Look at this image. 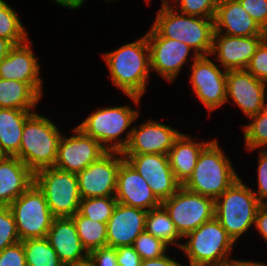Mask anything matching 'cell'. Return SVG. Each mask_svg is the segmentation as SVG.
I'll return each mask as SVG.
<instances>
[{
  "mask_svg": "<svg viewBox=\"0 0 267 266\" xmlns=\"http://www.w3.org/2000/svg\"><path fill=\"white\" fill-rule=\"evenodd\" d=\"M161 1L168 2V4L171 5V7H173L176 11L182 14L198 16L203 18H214L219 0H161Z\"/></svg>",
  "mask_w": 267,
  "mask_h": 266,
  "instance_id": "34",
  "label": "cell"
},
{
  "mask_svg": "<svg viewBox=\"0 0 267 266\" xmlns=\"http://www.w3.org/2000/svg\"><path fill=\"white\" fill-rule=\"evenodd\" d=\"M124 160L121 151H107L77 174L81 199L115 196L117 174Z\"/></svg>",
  "mask_w": 267,
  "mask_h": 266,
  "instance_id": "13",
  "label": "cell"
},
{
  "mask_svg": "<svg viewBox=\"0 0 267 266\" xmlns=\"http://www.w3.org/2000/svg\"><path fill=\"white\" fill-rule=\"evenodd\" d=\"M57 5L66 9H79L85 3L86 0H53Z\"/></svg>",
  "mask_w": 267,
  "mask_h": 266,
  "instance_id": "45",
  "label": "cell"
},
{
  "mask_svg": "<svg viewBox=\"0 0 267 266\" xmlns=\"http://www.w3.org/2000/svg\"><path fill=\"white\" fill-rule=\"evenodd\" d=\"M0 37L9 40L13 45L24 43L29 39L21 19L5 0H0Z\"/></svg>",
  "mask_w": 267,
  "mask_h": 266,
  "instance_id": "31",
  "label": "cell"
},
{
  "mask_svg": "<svg viewBox=\"0 0 267 266\" xmlns=\"http://www.w3.org/2000/svg\"><path fill=\"white\" fill-rule=\"evenodd\" d=\"M162 205L168 211L177 232L183 239L204 222L215 217V200L193 193L183 186L164 200Z\"/></svg>",
  "mask_w": 267,
  "mask_h": 266,
  "instance_id": "10",
  "label": "cell"
},
{
  "mask_svg": "<svg viewBox=\"0 0 267 266\" xmlns=\"http://www.w3.org/2000/svg\"><path fill=\"white\" fill-rule=\"evenodd\" d=\"M246 70L255 78L267 83V37L258 46Z\"/></svg>",
  "mask_w": 267,
  "mask_h": 266,
  "instance_id": "37",
  "label": "cell"
},
{
  "mask_svg": "<svg viewBox=\"0 0 267 266\" xmlns=\"http://www.w3.org/2000/svg\"><path fill=\"white\" fill-rule=\"evenodd\" d=\"M34 112L0 108V147L7 156L19 154L25 121Z\"/></svg>",
  "mask_w": 267,
  "mask_h": 266,
  "instance_id": "26",
  "label": "cell"
},
{
  "mask_svg": "<svg viewBox=\"0 0 267 266\" xmlns=\"http://www.w3.org/2000/svg\"><path fill=\"white\" fill-rule=\"evenodd\" d=\"M244 10L267 33V0H238Z\"/></svg>",
  "mask_w": 267,
  "mask_h": 266,
  "instance_id": "38",
  "label": "cell"
},
{
  "mask_svg": "<svg viewBox=\"0 0 267 266\" xmlns=\"http://www.w3.org/2000/svg\"><path fill=\"white\" fill-rule=\"evenodd\" d=\"M210 142L195 141L192 136L183 132L174 141L173 147L168 152V159L171 170L181 185L192 175L200 153Z\"/></svg>",
  "mask_w": 267,
  "mask_h": 266,
  "instance_id": "25",
  "label": "cell"
},
{
  "mask_svg": "<svg viewBox=\"0 0 267 266\" xmlns=\"http://www.w3.org/2000/svg\"><path fill=\"white\" fill-rule=\"evenodd\" d=\"M214 30V33L235 37L267 36L238 0L218 1Z\"/></svg>",
  "mask_w": 267,
  "mask_h": 266,
  "instance_id": "23",
  "label": "cell"
},
{
  "mask_svg": "<svg viewBox=\"0 0 267 266\" xmlns=\"http://www.w3.org/2000/svg\"><path fill=\"white\" fill-rule=\"evenodd\" d=\"M150 53L151 72L172 83L183 69L184 64L199 56L194 49L182 41L161 37L151 26L146 32ZM192 51V52H191Z\"/></svg>",
  "mask_w": 267,
  "mask_h": 266,
  "instance_id": "12",
  "label": "cell"
},
{
  "mask_svg": "<svg viewBox=\"0 0 267 266\" xmlns=\"http://www.w3.org/2000/svg\"><path fill=\"white\" fill-rule=\"evenodd\" d=\"M102 56L109 69L111 83L128 96L135 106H139L142 96L147 91L151 71L146 34L135 42L105 52Z\"/></svg>",
  "mask_w": 267,
  "mask_h": 266,
  "instance_id": "1",
  "label": "cell"
},
{
  "mask_svg": "<svg viewBox=\"0 0 267 266\" xmlns=\"http://www.w3.org/2000/svg\"><path fill=\"white\" fill-rule=\"evenodd\" d=\"M123 157L147 181L161 202L182 186L171 170L168 155L148 153Z\"/></svg>",
  "mask_w": 267,
  "mask_h": 266,
  "instance_id": "16",
  "label": "cell"
},
{
  "mask_svg": "<svg viewBox=\"0 0 267 266\" xmlns=\"http://www.w3.org/2000/svg\"><path fill=\"white\" fill-rule=\"evenodd\" d=\"M140 266H183V264L174 259V257L171 258L168 254H165L157 259L142 260Z\"/></svg>",
  "mask_w": 267,
  "mask_h": 266,
  "instance_id": "44",
  "label": "cell"
},
{
  "mask_svg": "<svg viewBox=\"0 0 267 266\" xmlns=\"http://www.w3.org/2000/svg\"><path fill=\"white\" fill-rule=\"evenodd\" d=\"M229 158L217 139H212L200 153L192 175L182 186L216 200L240 178Z\"/></svg>",
  "mask_w": 267,
  "mask_h": 266,
  "instance_id": "3",
  "label": "cell"
},
{
  "mask_svg": "<svg viewBox=\"0 0 267 266\" xmlns=\"http://www.w3.org/2000/svg\"><path fill=\"white\" fill-rule=\"evenodd\" d=\"M74 266H91V265L89 264V262H86V263L79 264V265H74Z\"/></svg>",
  "mask_w": 267,
  "mask_h": 266,
  "instance_id": "49",
  "label": "cell"
},
{
  "mask_svg": "<svg viewBox=\"0 0 267 266\" xmlns=\"http://www.w3.org/2000/svg\"><path fill=\"white\" fill-rule=\"evenodd\" d=\"M7 155L2 151L0 147V162L6 157Z\"/></svg>",
  "mask_w": 267,
  "mask_h": 266,
  "instance_id": "48",
  "label": "cell"
},
{
  "mask_svg": "<svg viewBox=\"0 0 267 266\" xmlns=\"http://www.w3.org/2000/svg\"><path fill=\"white\" fill-rule=\"evenodd\" d=\"M260 202L241 178L215 200V218L236 243L251 227Z\"/></svg>",
  "mask_w": 267,
  "mask_h": 266,
  "instance_id": "7",
  "label": "cell"
},
{
  "mask_svg": "<svg viewBox=\"0 0 267 266\" xmlns=\"http://www.w3.org/2000/svg\"><path fill=\"white\" fill-rule=\"evenodd\" d=\"M46 238L65 266L88 262L89 253L80 241L72 217H54Z\"/></svg>",
  "mask_w": 267,
  "mask_h": 266,
  "instance_id": "21",
  "label": "cell"
},
{
  "mask_svg": "<svg viewBox=\"0 0 267 266\" xmlns=\"http://www.w3.org/2000/svg\"><path fill=\"white\" fill-rule=\"evenodd\" d=\"M34 183V173L16 156L0 162V206H9Z\"/></svg>",
  "mask_w": 267,
  "mask_h": 266,
  "instance_id": "24",
  "label": "cell"
},
{
  "mask_svg": "<svg viewBox=\"0 0 267 266\" xmlns=\"http://www.w3.org/2000/svg\"><path fill=\"white\" fill-rule=\"evenodd\" d=\"M71 136L62 135L57 152L55 167L78 174L108 150L91 136L75 126ZM67 136V137H66Z\"/></svg>",
  "mask_w": 267,
  "mask_h": 266,
  "instance_id": "14",
  "label": "cell"
},
{
  "mask_svg": "<svg viewBox=\"0 0 267 266\" xmlns=\"http://www.w3.org/2000/svg\"><path fill=\"white\" fill-rule=\"evenodd\" d=\"M257 164V191L253 192L261 204L267 203V149H259Z\"/></svg>",
  "mask_w": 267,
  "mask_h": 266,
  "instance_id": "39",
  "label": "cell"
},
{
  "mask_svg": "<svg viewBox=\"0 0 267 266\" xmlns=\"http://www.w3.org/2000/svg\"><path fill=\"white\" fill-rule=\"evenodd\" d=\"M184 238L188 240L180 249L189 266H231L236 261L230 256L235 242L215 217Z\"/></svg>",
  "mask_w": 267,
  "mask_h": 266,
  "instance_id": "4",
  "label": "cell"
},
{
  "mask_svg": "<svg viewBox=\"0 0 267 266\" xmlns=\"http://www.w3.org/2000/svg\"><path fill=\"white\" fill-rule=\"evenodd\" d=\"M266 86L267 83L255 78L246 69L227 70L226 103L232 102L249 118L267 105Z\"/></svg>",
  "mask_w": 267,
  "mask_h": 266,
  "instance_id": "15",
  "label": "cell"
},
{
  "mask_svg": "<svg viewBox=\"0 0 267 266\" xmlns=\"http://www.w3.org/2000/svg\"><path fill=\"white\" fill-rule=\"evenodd\" d=\"M88 262L91 266H118L116 248L102 247L89 252Z\"/></svg>",
  "mask_w": 267,
  "mask_h": 266,
  "instance_id": "41",
  "label": "cell"
},
{
  "mask_svg": "<svg viewBox=\"0 0 267 266\" xmlns=\"http://www.w3.org/2000/svg\"><path fill=\"white\" fill-rule=\"evenodd\" d=\"M147 211L117 202L107 225V246L117 248L132 246L145 231Z\"/></svg>",
  "mask_w": 267,
  "mask_h": 266,
  "instance_id": "22",
  "label": "cell"
},
{
  "mask_svg": "<svg viewBox=\"0 0 267 266\" xmlns=\"http://www.w3.org/2000/svg\"><path fill=\"white\" fill-rule=\"evenodd\" d=\"M250 123L244 124L243 137L245 148L252 152L267 147V105L256 115L248 118Z\"/></svg>",
  "mask_w": 267,
  "mask_h": 266,
  "instance_id": "32",
  "label": "cell"
},
{
  "mask_svg": "<svg viewBox=\"0 0 267 266\" xmlns=\"http://www.w3.org/2000/svg\"><path fill=\"white\" fill-rule=\"evenodd\" d=\"M33 42L29 39L24 43L14 45L9 54L0 62V78L13 79L28 83L43 97V80L40 76V64L34 55Z\"/></svg>",
  "mask_w": 267,
  "mask_h": 266,
  "instance_id": "18",
  "label": "cell"
},
{
  "mask_svg": "<svg viewBox=\"0 0 267 266\" xmlns=\"http://www.w3.org/2000/svg\"><path fill=\"white\" fill-rule=\"evenodd\" d=\"M134 250L142 260L157 259L165 254L169 246L146 231L142 232L133 243Z\"/></svg>",
  "mask_w": 267,
  "mask_h": 266,
  "instance_id": "35",
  "label": "cell"
},
{
  "mask_svg": "<svg viewBox=\"0 0 267 266\" xmlns=\"http://www.w3.org/2000/svg\"><path fill=\"white\" fill-rule=\"evenodd\" d=\"M182 132L172 126L157 120L143 122L140 126H133L128 145L122 151L123 155L163 154L168 155L174 141Z\"/></svg>",
  "mask_w": 267,
  "mask_h": 266,
  "instance_id": "17",
  "label": "cell"
},
{
  "mask_svg": "<svg viewBox=\"0 0 267 266\" xmlns=\"http://www.w3.org/2000/svg\"><path fill=\"white\" fill-rule=\"evenodd\" d=\"M118 266H140L142 259L133 246H120L116 248Z\"/></svg>",
  "mask_w": 267,
  "mask_h": 266,
  "instance_id": "42",
  "label": "cell"
},
{
  "mask_svg": "<svg viewBox=\"0 0 267 266\" xmlns=\"http://www.w3.org/2000/svg\"><path fill=\"white\" fill-rule=\"evenodd\" d=\"M0 266H27L21 241L6 247L0 252Z\"/></svg>",
  "mask_w": 267,
  "mask_h": 266,
  "instance_id": "40",
  "label": "cell"
},
{
  "mask_svg": "<svg viewBox=\"0 0 267 266\" xmlns=\"http://www.w3.org/2000/svg\"><path fill=\"white\" fill-rule=\"evenodd\" d=\"M41 99L28 83L0 78V108L34 111Z\"/></svg>",
  "mask_w": 267,
  "mask_h": 266,
  "instance_id": "27",
  "label": "cell"
},
{
  "mask_svg": "<svg viewBox=\"0 0 267 266\" xmlns=\"http://www.w3.org/2000/svg\"><path fill=\"white\" fill-rule=\"evenodd\" d=\"M117 204L115 196L81 199L78 212L94 222L107 223Z\"/></svg>",
  "mask_w": 267,
  "mask_h": 266,
  "instance_id": "33",
  "label": "cell"
},
{
  "mask_svg": "<svg viewBox=\"0 0 267 266\" xmlns=\"http://www.w3.org/2000/svg\"><path fill=\"white\" fill-rule=\"evenodd\" d=\"M267 242V203L260 204L256 213L255 227Z\"/></svg>",
  "mask_w": 267,
  "mask_h": 266,
  "instance_id": "43",
  "label": "cell"
},
{
  "mask_svg": "<svg viewBox=\"0 0 267 266\" xmlns=\"http://www.w3.org/2000/svg\"><path fill=\"white\" fill-rule=\"evenodd\" d=\"M209 57L211 55H200L192 63L190 61L188 78L194 94L211 116V112L226 104L227 70L218 67Z\"/></svg>",
  "mask_w": 267,
  "mask_h": 266,
  "instance_id": "11",
  "label": "cell"
},
{
  "mask_svg": "<svg viewBox=\"0 0 267 266\" xmlns=\"http://www.w3.org/2000/svg\"><path fill=\"white\" fill-rule=\"evenodd\" d=\"M267 36L235 37L214 33L211 56L225 70L246 69L251 57Z\"/></svg>",
  "mask_w": 267,
  "mask_h": 266,
  "instance_id": "19",
  "label": "cell"
},
{
  "mask_svg": "<svg viewBox=\"0 0 267 266\" xmlns=\"http://www.w3.org/2000/svg\"><path fill=\"white\" fill-rule=\"evenodd\" d=\"M21 241L15 218L9 206H0V252L6 247Z\"/></svg>",
  "mask_w": 267,
  "mask_h": 266,
  "instance_id": "36",
  "label": "cell"
},
{
  "mask_svg": "<svg viewBox=\"0 0 267 266\" xmlns=\"http://www.w3.org/2000/svg\"><path fill=\"white\" fill-rule=\"evenodd\" d=\"M27 266H65L46 237L21 241Z\"/></svg>",
  "mask_w": 267,
  "mask_h": 266,
  "instance_id": "30",
  "label": "cell"
},
{
  "mask_svg": "<svg viewBox=\"0 0 267 266\" xmlns=\"http://www.w3.org/2000/svg\"><path fill=\"white\" fill-rule=\"evenodd\" d=\"M13 46L9 40L0 37V62L9 54Z\"/></svg>",
  "mask_w": 267,
  "mask_h": 266,
  "instance_id": "46",
  "label": "cell"
},
{
  "mask_svg": "<svg viewBox=\"0 0 267 266\" xmlns=\"http://www.w3.org/2000/svg\"><path fill=\"white\" fill-rule=\"evenodd\" d=\"M9 207L15 218L20 240L44 238L51 227L52 215L44 193L33 183Z\"/></svg>",
  "mask_w": 267,
  "mask_h": 266,
  "instance_id": "9",
  "label": "cell"
},
{
  "mask_svg": "<svg viewBox=\"0 0 267 266\" xmlns=\"http://www.w3.org/2000/svg\"><path fill=\"white\" fill-rule=\"evenodd\" d=\"M77 233L87 252L107 246L106 223L94 222L77 212L72 216Z\"/></svg>",
  "mask_w": 267,
  "mask_h": 266,
  "instance_id": "29",
  "label": "cell"
},
{
  "mask_svg": "<svg viewBox=\"0 0 267 266\" xmlns=\"http://www.w3.org/2000/svg\"><path fill=\"white\" fill-rule=\"evenodd\" d=\"M57 124L34 112L24 124L19 158L33 173L56 163L62 135Z\"/></svg>",
  "mask_w": 267,
  "mask_h": 266,
  "instance_id": "5",
  "label": "cell"
},
{
  "mask_svg": "<svg viewBox=\"0 0 267 266\" xmlns=\"http://www.w3.org/2000/svg\"><path fill=\"white\" fill-rule=\"evenodd\" d=\"M117 202L149 211L162 205L147 181L124 159L117 174Z\"/></svg>",
  "mask_w": 267,
  "mask_h": 266,
  "instance_id": "20",
  "label": "cell"
},
{
  "mask_svg": "<svg viewBox=\"0 0 267 266\" xmlns=\"http://www.w3.org/2000/svg\"><path fill=\"white\" fill-rule=\"evenodd\" d=\"M140 111L130 105L99 108L77 125L86 135L108 151H123L128 145L132 127ZM131 127V128H129ZM125 135V137L121 135Z\"/></svg>",
  "mask_w": 267,
  "mask_h": 266,
  "instance_id": "6",
  "label": "cell"
},
{
  "mask_svg": "<svg viewBox=\"0 0 267 266\" xmlns=\"http://www.w3.org/2000/svg\"><path fill=\"white\" fill-rule=\"evenodd\" d=\"M34 183L44 193L54 217H72L78 212L81 197L77 174L46 167L34 173Z\"/></svg>",
  "mask_w": 267,
  "mask_h": 266,
  "instance_id": "8",
  "label": "cell"
},
{
  "mask_svg": "<svg viewBox=\"0 0 267 266\" xmlns=\"http://www.w3.org/2000/svg\"><path fill=\"white\" fill-rule=\"evenodd\" d=\"M145 231L168 246L181 248L183 238L177 232L174 222L163 205L147 211L145 217Z\"/></svg>",
  "mask_w": 267,
  "mask_h": 266,
  "instance_id": "28",
  "label": "cell"
},
{
  "mask_svg": "<svg viewBox=\"0 0 267 266\" xmlns=\"http://www.w3.org/2000/svg\"><path fill=\"white\" fill-rule=\"evenodd\" d=\"M161 37L179 40L200 55H211L214 36V18L182 14L166 1L151 26Z\"/></svg>",
  "mask_w": 267,
  "mask_h": 266,
  "instance_id": "2",
  "label": "cell"
},
{
  "mask_svg": "<svg viewBox=\"0 0 267 266\" xmlns=\"http://www.w3.org/2000/svg\"><path fill=\"white\" fill-rule=\"evenodd\" d=\"M234 266H267L264 262L259 261H250V260H237L234 262Z\"/></svg>",
  "mask_w": 267,
  "mask_h": 266,
  "instance_id": "47",
  "label": "cell"
}]
</instances>
